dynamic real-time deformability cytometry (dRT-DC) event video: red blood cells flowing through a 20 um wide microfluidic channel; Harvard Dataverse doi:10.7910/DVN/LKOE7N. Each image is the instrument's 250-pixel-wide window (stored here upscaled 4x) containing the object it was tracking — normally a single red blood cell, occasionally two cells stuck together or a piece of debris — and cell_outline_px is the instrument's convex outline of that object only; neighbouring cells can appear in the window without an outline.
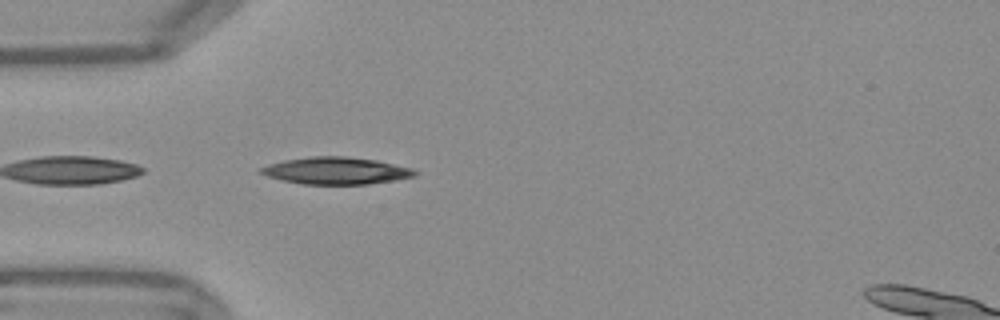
{"species": "Egyptian fruit bat (a non-hibernating species)", "species_latin": "Rousettus aegyptiacus", "temperature_condition": "warm", "stored_images_in_passage": 20, "camera_frame_rate_fps": 3000, "um_per_image_px": 0.085, "frame": {"image": 1, "passage_image": 1, "time_ms": 0.0, "image_size_px": [1000, 320], "cell_outline_px": [[420, 172], [416, 176], [396, 180], [368, 184], [300, 184], [280, 180], [268, 176], [260, 172], [260, 168], [268, 164], [284, 160], [312, 156], [344, 156], [376, 160], [412, 168]], "centroid_in_image_um": [28.59, 14.51], "position_along_channel_um": 56.4, "area_um2": 24.39}}